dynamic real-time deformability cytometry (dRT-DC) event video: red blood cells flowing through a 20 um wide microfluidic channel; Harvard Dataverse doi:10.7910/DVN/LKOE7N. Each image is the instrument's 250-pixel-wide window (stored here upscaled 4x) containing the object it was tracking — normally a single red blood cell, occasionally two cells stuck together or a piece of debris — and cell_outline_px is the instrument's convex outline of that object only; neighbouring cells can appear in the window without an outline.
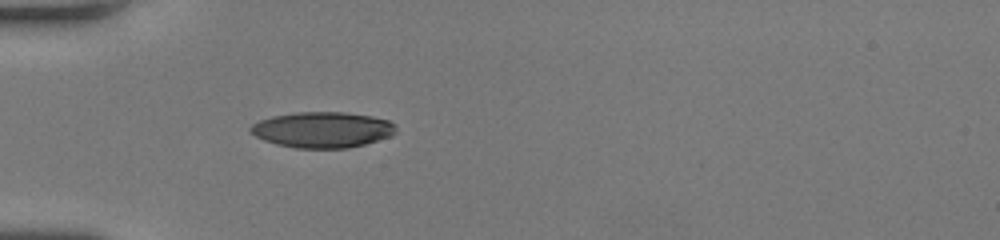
{"species": "human", "species_latin": "Homo sapiens", "temperature_condition": "room temperature", "stored_images_in_passage": 31, "camera_frame_rate_fps": 3000, "um_per_image_px": 0.085, "donor": {"sex": "female"}, "frame": {"image": 1, "passage_image": 1, "time_ms": 0.0, "image_size_px": [1000, 240], "cell_outline_px": [[396, 132], [392, 136], [364, 144], [348, 148], [296, 148], [276, 144], [264, 140], [248, 132], [248, 128], [252, 124], [260, 120], [272, 116], [296, 112], [344, 112], [372, 116], [388, 120], [396, 124]], "centroid_in_image_um": [27.41, 11.02], "position_along_channel_um": 57.6, "area_um2": 30.52}}
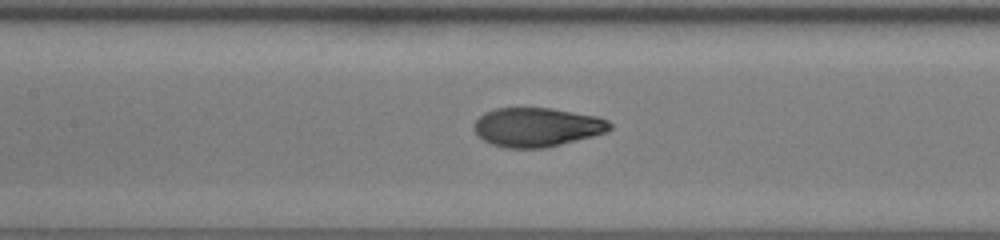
{"frame": {"image": 2, "passage_image": 9, "time_ms": 2.667, "image_size_px": [1000, 240], "cell_outline_px": [[612, 128], [608, 132], [544, 148], [508, 148], [492, 144], [484, 140], [472, 128], [476, 120], [484, 112], [496, 108], [552, 108], [600, 116], [608, 120], [612, 124]], "centroid_in_image_um": [45.67, 10.79], "position_along_channel_um": 161.7, "area_um2": 30.98}}
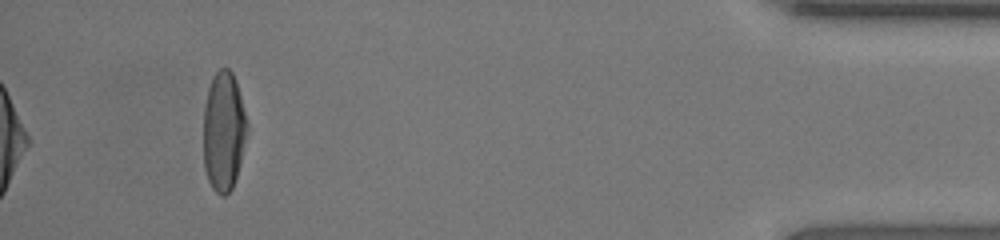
{"frame": {"image": 3, "passage_image": 31, "time_ms": 10.0, "image_size_px": [1000, 240], "cell_outline_px": [[248, 132], [240, 164], [232, 188], [224, 196], [220, 196], [212, 188], [208, 180], [204, 168], [204, 108], [208, 88], [212, 76], [220, 68], [228, 68], [232, 72], [236, 80], [248, 124]], "centroid_in_image_um": [19.02, 11.15], "position_along_channel_um": 416.2, "area_um2": 30.58}, "authors_computed_cell_mechanics": {"area_um2": 31.5588, "velocity_mm_per_s": 4.3065, "shape_relaxation_time_tau1_ms": 3.6747, "shape_relaxation_time_tau2_ms": null, "deformation_change_tau1": 0.2275, "deformation_change_tau2": null}}